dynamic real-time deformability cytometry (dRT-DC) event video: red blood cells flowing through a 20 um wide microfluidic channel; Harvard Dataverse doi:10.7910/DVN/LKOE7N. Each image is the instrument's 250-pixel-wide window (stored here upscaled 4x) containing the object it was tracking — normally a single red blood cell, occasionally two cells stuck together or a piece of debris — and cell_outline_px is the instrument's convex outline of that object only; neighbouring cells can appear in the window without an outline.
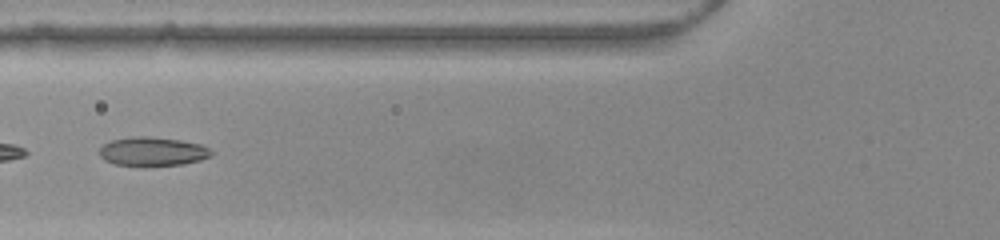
{"species": "common noctule bat (a hibernating species)", "species_latin": "Nyctalus noctula", "temperature_condition": "warm", "stored_images_in_passage": 20, "camera_frame_rate_fps": 3000, "um_per_image_px": 0.085, "animal": {"sex": "female", "body_mass_g": 22.0, "forearm_length_mm": 56.7}, "frame": {"image": 1, "passage_image": 4, "time_ms": 1.0, "image_size_px": [1000, 240], "cell_outline_px": [[216, 152], [212, 156], [200, 160], [184, 164], [148, 168], [112, 164], [104, 160], [100, 156], [100, 148], [104, 144], [112, 140], [136, 136], [148, 136], [180, 140], [200, 144]], "centroid_in_image_um": [12.98, 12.92], "position_along_channel_um": 112.8, "area_um2": 19.48}}